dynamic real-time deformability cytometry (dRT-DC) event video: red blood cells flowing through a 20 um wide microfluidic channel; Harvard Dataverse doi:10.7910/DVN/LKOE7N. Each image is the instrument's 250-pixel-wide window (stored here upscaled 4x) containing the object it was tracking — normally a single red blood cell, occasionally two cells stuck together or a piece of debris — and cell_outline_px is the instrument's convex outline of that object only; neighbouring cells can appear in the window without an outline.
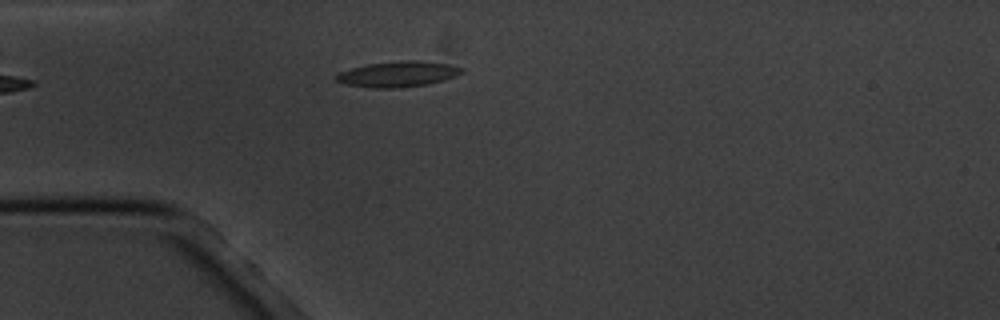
{"species": "common noctule bat (a hibernating species)", "species_latin": "Nyctalus noctula", "temperature_condition": "cold", "stored_images_in_passage": 2, "camera_frame_rate_fps": 3000, "um_per_image_px": 0.085, "animal": {"sex": "male", "body_mass_g": 20.1, "forearm_length_mm": 53.5}, "frame": {"image": 1, "passage_image": 2, "time_ms": 1.0, "image_size_px": [1000, 320], "cell_outline_px": [[464, 72], [456, 76], [444, 80], [428, 84], [392, 88], [372, 88], [348, 84], [336, 80], [332, 76], [336, 72], [368, 64], [400, 60], [420, 60], [448, 64], [464, 68]], "centroid_in_image_um": [33.82, 6.29], "position_along_channel_um": 51.2, "area_um2": 18.84}}